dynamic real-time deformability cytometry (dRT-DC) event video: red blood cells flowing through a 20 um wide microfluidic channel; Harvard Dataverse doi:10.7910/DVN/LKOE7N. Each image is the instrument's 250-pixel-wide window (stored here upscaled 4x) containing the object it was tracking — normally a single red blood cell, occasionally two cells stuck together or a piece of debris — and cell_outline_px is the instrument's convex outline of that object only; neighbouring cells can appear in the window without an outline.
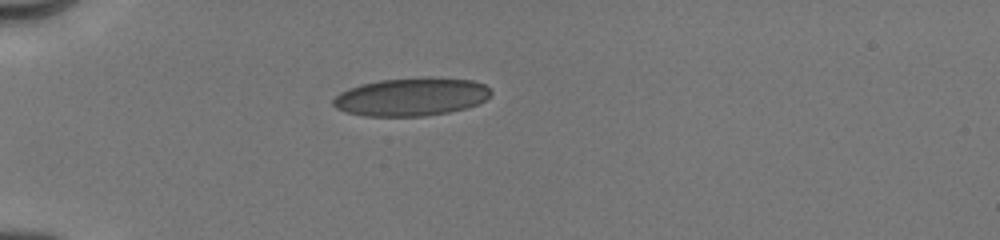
{"species": "human", "species_latin": "Homo sapiens", "temperature_condition": "cold", "stored_images_in_passage": 3, "camera_frame_rate_fps": 3000, "um_per_image_px": 0.085, "donor": {"sex": "male"}, "frame": {"image": 1, "passage_image": 1, "time_ms": 0.0, "image_size_px": [1000, 240], "cell_outline_px": [[492, 92], [484, 100], [476, 104], [464, 108], [448, 112], [424, 116], [364, 116], [344, 112], [336, 108], [332, 104], [332, 100], [340, 92], [348, 88], [360, 84], [380, 80], [424, 76], [428, 76], [472, 80], [484, 84]], "centroid_in_image_um": [34.92, 8.22], "position_along_channel_um": 50.1, "area_um2": 35.26}}
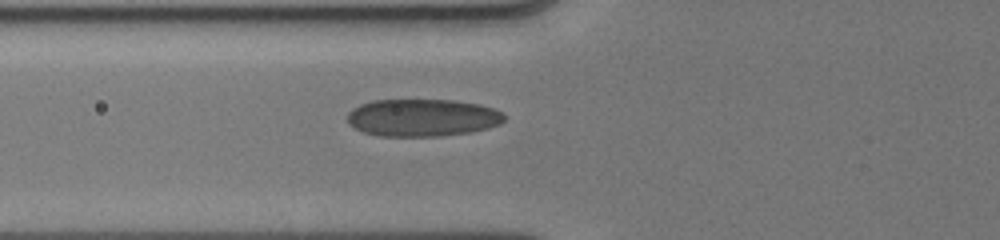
{"frame": {"image": 2, "passage_image": 3, "time_ms": 1.667, "image_size_px": [1000, 240], "cell_outline_px": [[504, 120], [500, 124], [488, 128], [472, 132], [440, 136], [380, 136], [364, 132], [348, 124], [348, 112], [352, 108], [360, 104], [372, 100], [456, 100], [480, 104], [504, 112]], "centroid_in_image_um": [35.92, 10.0], "position_along_channel_um": 89.9, "area_um2": 34.45}}